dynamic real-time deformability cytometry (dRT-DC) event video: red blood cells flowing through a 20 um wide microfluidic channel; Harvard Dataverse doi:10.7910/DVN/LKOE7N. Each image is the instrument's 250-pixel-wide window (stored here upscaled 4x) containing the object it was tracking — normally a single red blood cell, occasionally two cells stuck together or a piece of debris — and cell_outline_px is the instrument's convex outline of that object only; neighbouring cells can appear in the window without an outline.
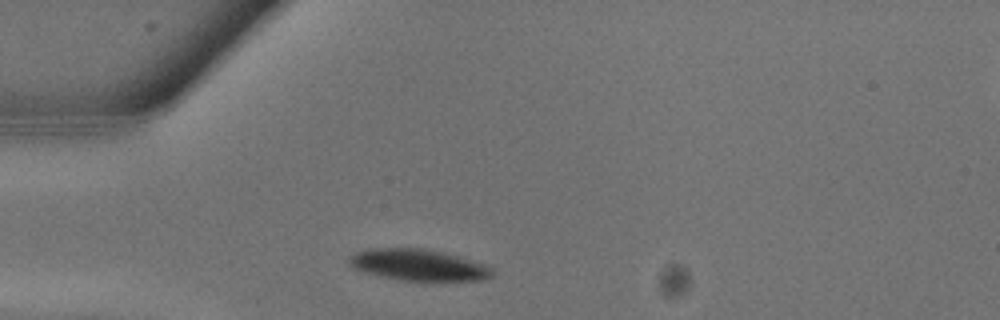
{"species": "common noctule bat (a hibernating species)", "species_latin": "Nyctalus noctula", "temperature_condition": "warm", "stored_images_in_passage": 6, "camera_frame_rate_fps": 3000, "um_per_image_px": 0.085, "animal": {"sex": "male", "body_mass_g": 13.3}, "frame": {"image": 1, "passage_image": 2, "time_ms": 0.333, "image_size_px": [1000, 320], "cell_outline_px": [[492, 276], [484, 280], [404, 280], [384, 276], [352, 268], [348, 264], [348, 256], [356, 252], [368, 248], [424, 248], [488, 264], [492, 268]], "centroid_in_image_um": [35.55, 22.5], "position_along_channel_um": 49.4, "area_um2": 25.89}}
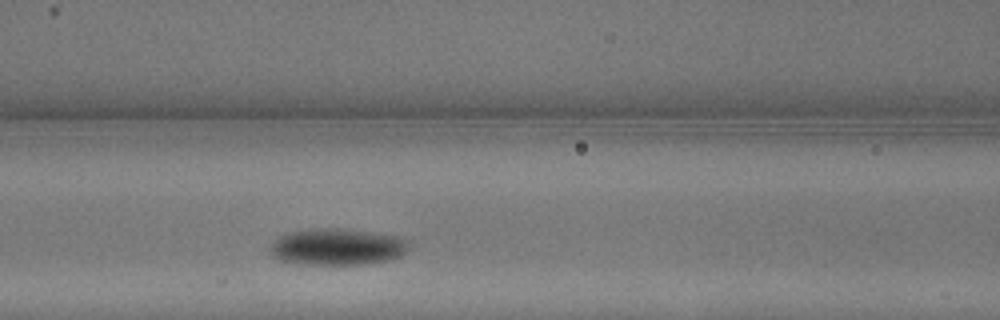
{"frame": {"image": 2, "passage_image": 6, "time_ms": 1.667, "image_size_px": [1000, 320], "cell_outline_px": [[412, 244], [400, 256], [388, 260], [364, 264], [312, 264], [280, 260], [272, 256], [268, 248], [280, 236], [288, 232], [308, 228], [344, 228], [400, 236], [408, 240]], "centroid_in_image_um": [28.69, 20.96], "position_along_channel_um": 137.9, "area_um2": 29.77}}